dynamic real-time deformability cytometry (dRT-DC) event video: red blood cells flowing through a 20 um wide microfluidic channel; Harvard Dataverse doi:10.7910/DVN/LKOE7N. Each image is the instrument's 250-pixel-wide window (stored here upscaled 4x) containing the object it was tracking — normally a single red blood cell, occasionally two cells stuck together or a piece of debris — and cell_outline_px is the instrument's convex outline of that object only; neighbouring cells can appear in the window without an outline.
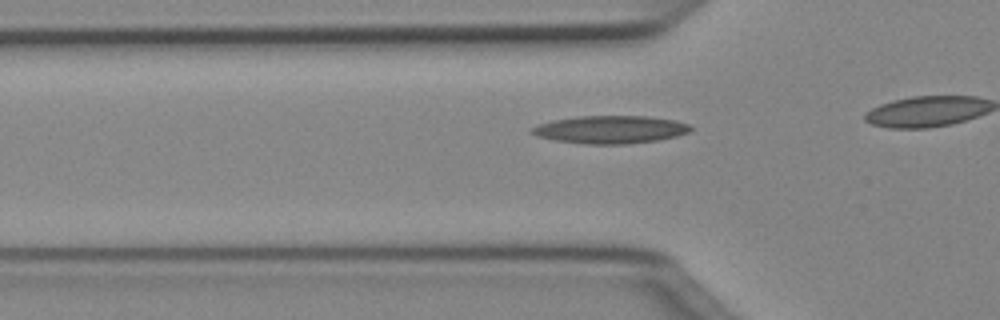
{"species": "Egyptian fruit bat (a non-hibernating species)", "species_latin": "Rousettus aegyptiacus", "temperature_condition": "cold", "stored_images_in_passage": 21, "camera_frame_rate_fps": 3000, "um_per_image_px": 0.085, "animal": {"sex": "female"}, "frame": {"image": 1, "passage_image": 13, "time_ms": 4.0, "image_size_px": [1000, 320], "cell_outline_px": [[692, 128], [688, 132], [676, 136], [656, 140], [628, 144], [584, 144], [556, 140], [536, 136], [528, 132], [532, 128], [540, 124], [552, 120], [576, 116], [644, 116], [676, 120], [688, 124]], "centroid_in_image_um": [51.85, 11.01], "position_along_channel_um": 73.9, "area_um2": 25.66}}
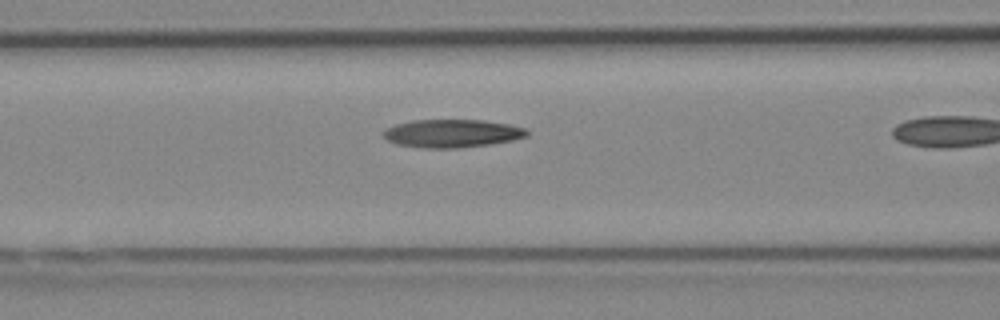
{"frame": {"image": 2, "passage_image": 17, "time_ms": 5.333, "image_size_px": [1000, 320], "cell_outline_px": [[528, 136], [512, 140], [488, 144], [460, 148], [424, 148], [396, 144], [388, 140], [384, 136], [384, 128], [396, 124], [412, 120], [484, 120], [508, 124], [524, 128], [528, 132]], "centroid_in_image_um": [38.4, 11.34], "position_along_channel_um": 128.2, "area_um2": 23.41}}
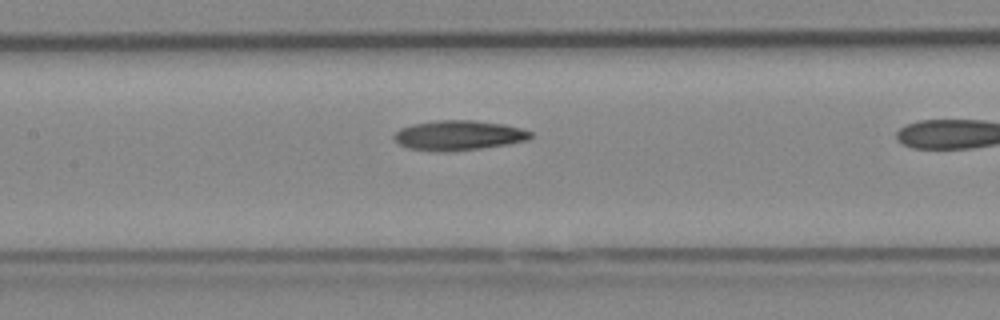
{"frame": {"image": 3, "passage_image": 20, "time_ms": 6.333, "image_size_px": [1000, 320], "cell_outline_px": [[532, 136], [528, 140], [508, 144], [480, 148], [444, 152], [432, 152], [408, 148], [400, 144], [392, 136], [400, 128], [412, 124], [436, 120], [472, 120], [504, 124], [520, 128], [532, 132]], "centroid_in_image_um": [38.96, 11.51], "position_along_channel_um": 168.4, "area_um2": 23.81}}